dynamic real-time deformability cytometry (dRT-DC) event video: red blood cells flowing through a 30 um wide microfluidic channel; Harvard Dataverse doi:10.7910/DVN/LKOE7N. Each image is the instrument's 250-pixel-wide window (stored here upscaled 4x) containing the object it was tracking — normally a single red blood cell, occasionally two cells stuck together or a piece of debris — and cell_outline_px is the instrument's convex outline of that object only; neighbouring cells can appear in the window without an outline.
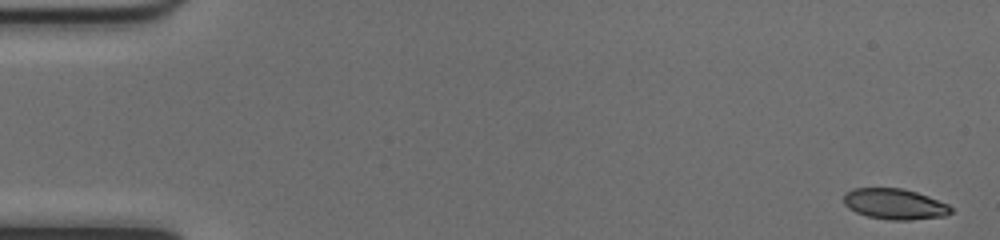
{"species": "common noctule bat (a hibernating species)", "species_latin": "Nyctalus noctula", "temperature_condition": "cold", "stored_images_in_passage": 51, "camera_frame_rate_fps": 3000, "um_per_image_px": 0.085, "animal": {"sex": "female", "body_mass_g": 17.0, "forearm_length_mm": 48.0}, "frame": {"image": 1, "passage_image": 1, "time_ms": 0.0, "image_size_px": [1000, 240], "cell_outline_px": [[952, 212], [944, 216], [912, 220], [888, 220], [868, 216], [856, 212], [848, 208], [844, 204], [844, 192], [852, 188], [904, 188], [928, 196], [948, 204], [952, 208]], "centroid_in_image_um": [76.03, 17.34], "position_along_channel_um": 9.0, "area_um2": 19.31}}
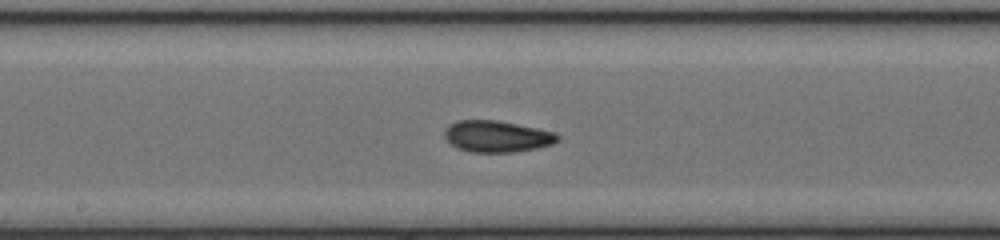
{"frame": {"image": 2, "passage_image": 27, "time_ms": 8.667, "image_size_px": [1000, 240], "cell_outline_px": [[560, 140], [552, 144], [536, 148], [512, 152], [468, 152], [456, 148], [444, 136], [444, 128], [448, 124], [456, 120], [496, 120], [556, 132], [560, 136]], "centroid_in_image_um": [42.21, 11.59], "position_along_channel_um": 206.0, "area_um2": 20.87}}
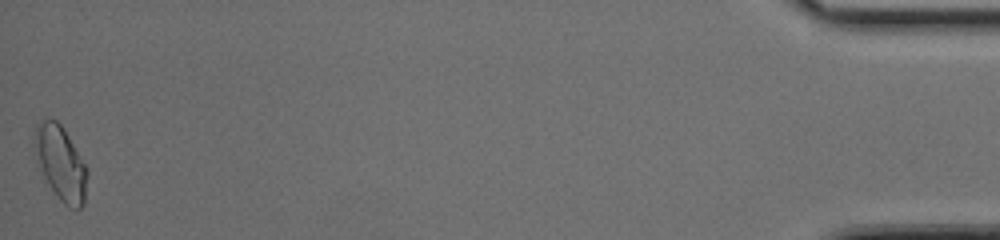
{"frame": {"image": 3, "passage_image": 51, "time_ms": 16.667, "image_size_px": [1000, 240], "cell_outline_px": [[88, 176], [84, 204], [80, 208], [68, 208], [60, 200], [36, 164], [32, 144], [36, 124], [40, 120], [56, 120], [64, 128], [84, 164], [88, 172]], "centroid_in_image_um": [5.12, 13.86], "position_along_channel_um": 430.1, "area_um2": 22.89}, "authors_computed_cell_mechanics": {"area_um2": 20.0566, "velocity_mm_per_s": 4.0253, "shape_relaxation_time_tau1_ms": 3.6103, "shape_relaxation_time_tau2_ms": 1.6679, "deformation_change_tau1": 0.1468, "deformation_change_tau2": 0.0759}}